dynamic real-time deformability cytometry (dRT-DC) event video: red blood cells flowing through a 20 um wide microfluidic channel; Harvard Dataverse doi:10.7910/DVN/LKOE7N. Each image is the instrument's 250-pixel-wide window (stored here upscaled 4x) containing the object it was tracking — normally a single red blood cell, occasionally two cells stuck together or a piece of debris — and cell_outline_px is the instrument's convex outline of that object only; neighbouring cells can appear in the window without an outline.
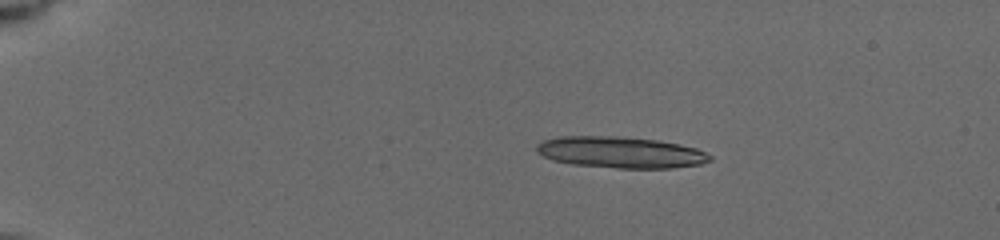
{"species": "common noctule bat (a hibernating species)", "species_latin": "Nyctalus noctula", "temperature_condition": "cold", "stored_images_in_passage": 7, "camera_frame_rate_fps": 3000, "um_per_image_px": 0.085, "animal": {"sex": "female", "body_mass_g": 19.5, "forearm_length_mm": 54.1}, "frame": {"image": 1, "passage_image": 1, "time_ms": 0.0, "image_size_px": [1000, 240], "cell_outline_px": [[712, 160], [700, 164], [672, 168], [620, 168], [572, 164], [552, 160], [536, 152], [536, 144], [544, 140], [556, 136], [616, 136], [660, 140], [680, 144], [696, 148], [712, 156]], "centroid_in_image_um": [52.74, 12.94], "position_along_channel_um": 32.3, "area_um2": 31.79}}